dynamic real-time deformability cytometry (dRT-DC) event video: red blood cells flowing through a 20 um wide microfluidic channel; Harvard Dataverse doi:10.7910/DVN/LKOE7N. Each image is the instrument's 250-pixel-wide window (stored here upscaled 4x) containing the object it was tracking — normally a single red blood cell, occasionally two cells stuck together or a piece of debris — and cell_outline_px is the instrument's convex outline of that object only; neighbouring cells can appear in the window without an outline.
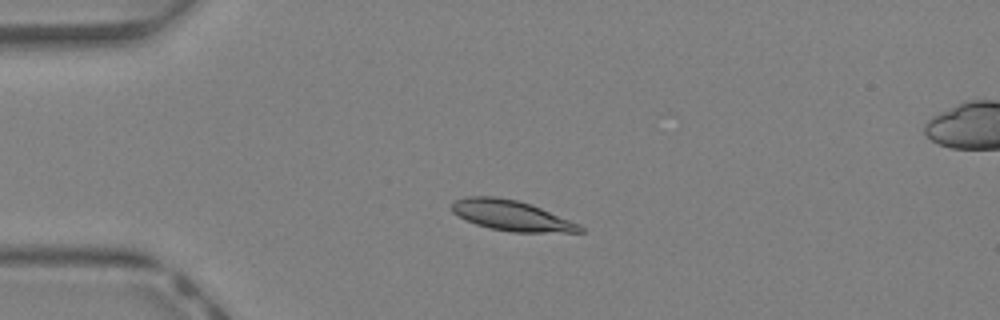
{"species": "Egyptian fruit bat (a non-hibernating species)", "species_latin": "Rousettus aegyptiacus", "temperature_condition": "warm", "stored_images_in_passage": 41, "camera_frame_rate_fps": 3000, "um_per_image_px": 0.085, "animal": {"sex": "female"}, "frame": {"image": 1, "passage_image": 9, "time_ms": 2.667, "image_size_px": [1000, 320], "cell_outline_px": [[584, 232], [512, 232], [488, 228], [476, 224], [452, 212], [452, 204], [456, 200], [468, 196], [496, 196], [516, 200], [532, 204], [580, 224], [584, 228]], "centroid_in_image_um": [43.5, 18.32], "position_along_channel_um": 41.5, "area_um2": 22.6}}
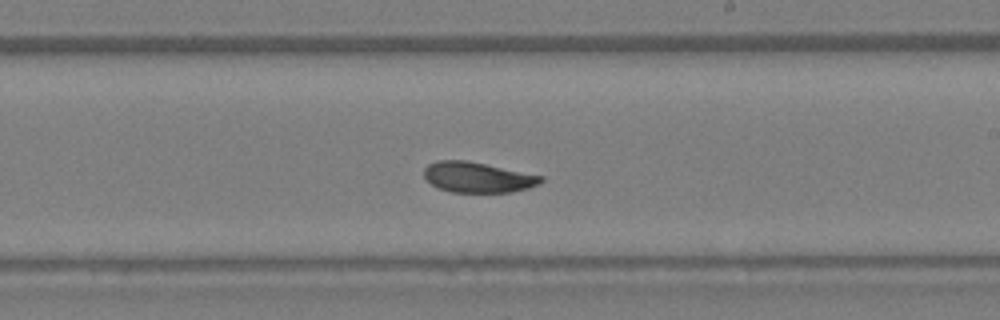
{"frame": {"image": 2, "passage_image": 24, "time_ms": 7.667, "image_size_px": [1000, 320], "cell_outline_px": [[544, 180], [528, 188], [512, 192], [452, 192], [440, 188], [432, 184], [424, 176], [424, 168], [428, 164], [436, 160], [464, 160], [544, 176]], "centroid_in_image_um": [40.59, 15.07], "position_along_channel_um": 248.4, "area_um2": 20.46}}
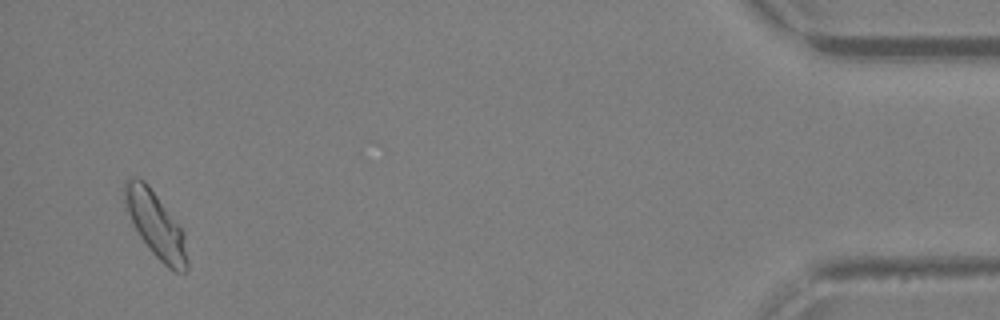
{"frame": {"image": 3, "passage_image": 40, "time_ms": 13.0, "image_size_px": [1000, 320], "cell_outline_px": [[188, 268], [184, 272], [176, 272], [168, 268], [152, 252], [140, 236], [128, 212], [124, 200], [124, 184], [132, 176], [136, 176], [144, 180], [184, 232], [188, 260]], "centroid_in_image_um": [13.25, 19.12], "position_along_channel_um": 421.9, "area_um2": 23.29}, "authors_computed_cell_mechanics": {"area_um2": 21.9062, "velocity_mm_per_s": 4.7481, "shape_relaxation_time_tau1_ms": null, "shape_relaxation_time_tau2_ms": 4.0917, "deformation_change_tau1": null, "deformation_change_tau2": 0.07}}